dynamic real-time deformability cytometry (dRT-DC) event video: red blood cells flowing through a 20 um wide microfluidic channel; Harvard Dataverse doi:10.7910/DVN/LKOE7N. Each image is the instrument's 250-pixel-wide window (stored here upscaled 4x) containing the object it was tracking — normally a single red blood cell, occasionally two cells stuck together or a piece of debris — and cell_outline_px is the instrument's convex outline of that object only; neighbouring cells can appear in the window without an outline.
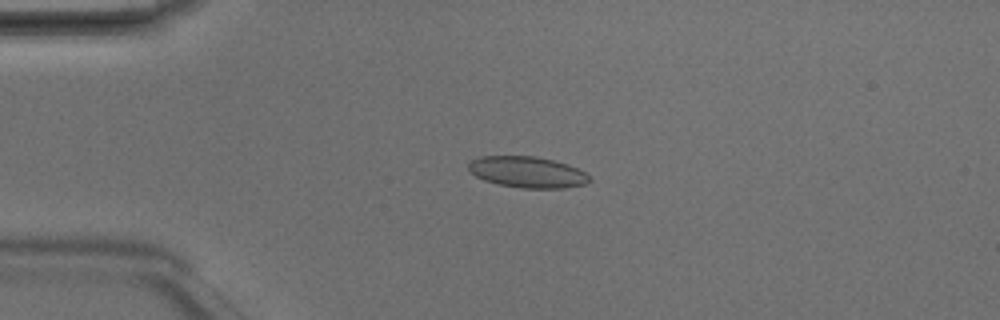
{"species": "Egyptian fruit bat (a non-hibernating species)", "species_latin": "Rousettus aegyptiacus", "temperature_condition": "room temperature", "stored_images_in_passage": 6, "camera_frame_rate_fps": 3000, "um_per_image_px": 0.085, "animal": {"sex": "male"}, "frame": {"image": 1, "passage_image": 4, "time_ms": 1.0, "image_size_px": [1000, 320], "cell_outline_px": [[592, 180], [588, 184], [564, 188], [520, 188], [500, 184], [484, 180], [468, 172], [468, 164], [472, 160], [480, 156], [536, 156], [568, 164], [584, 172]], "centroid_in_image_um": [44.82, 14.63], "position_along_channel_um": 40.2, "area_um2": 22.02}}